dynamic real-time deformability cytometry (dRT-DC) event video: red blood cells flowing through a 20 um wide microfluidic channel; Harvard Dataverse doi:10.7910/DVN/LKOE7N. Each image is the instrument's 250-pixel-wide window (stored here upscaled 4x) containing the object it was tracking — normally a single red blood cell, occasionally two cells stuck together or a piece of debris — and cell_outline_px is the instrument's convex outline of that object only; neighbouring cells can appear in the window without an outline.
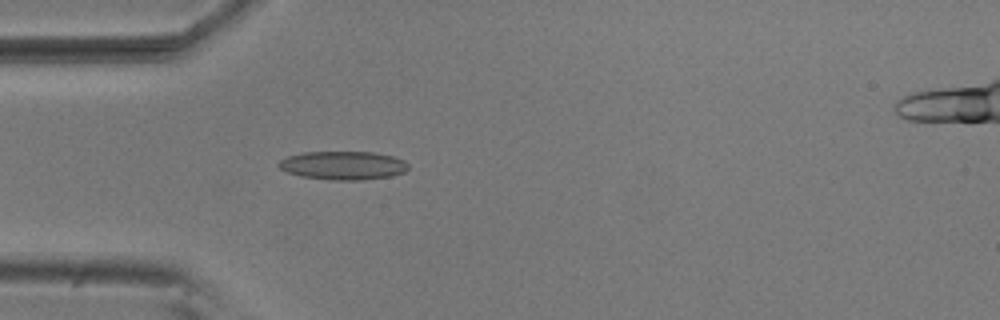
{"species": "common noctule bat (a hibernating species)", "species_latin": "Nyctalus noctula", "temperature_condition": "room temperature", "stored_images_in_passage": 3, "camera_frame_rate_fps": 3000, "um_per_image_px": 0.085, "animal": {"sex": "male", "body_mass_g": 20.5, "forearm_length_mm": 52.5}, "frame": {"image": 1, "passage_image": 3, "time_ms": 0.667, "image_size_px": [1000, 320], "cell_outline_px": [[408, 168], [404, 172], [392, 176], [364, 180], [332, 180], [300, 176], [288, 172], [280, 168], [280, 160], [288, 156], [304, 152], [372, 152], [392, 156], [404, 160], [408, 164]], "centroid_in_image_um": [29.2, 14.06], "position_along_channel_um": 55.8, "area_um2": 21.44}}